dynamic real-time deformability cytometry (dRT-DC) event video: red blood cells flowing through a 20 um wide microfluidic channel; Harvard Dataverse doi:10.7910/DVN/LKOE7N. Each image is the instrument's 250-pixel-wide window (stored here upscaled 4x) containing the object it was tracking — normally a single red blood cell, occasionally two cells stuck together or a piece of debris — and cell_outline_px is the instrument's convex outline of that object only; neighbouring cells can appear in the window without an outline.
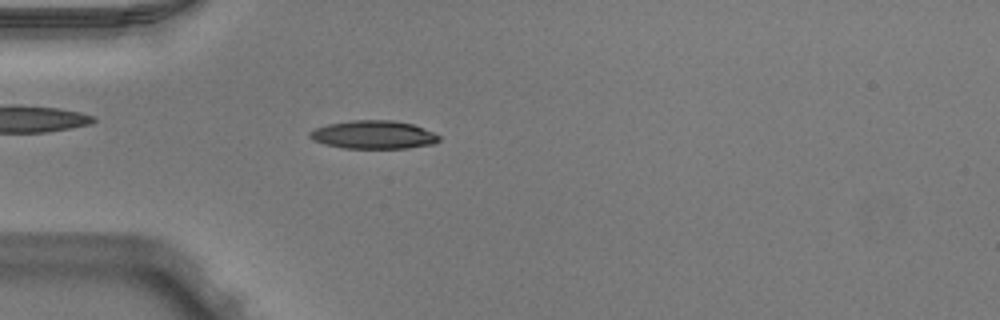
{"species": "Egyptian fruit bat (a non-hibernating species)", "species_latin": "Rousettus aegyptiacus", "temperature_condition": "warm", "stored_images_in_passage": 50, "camera_frame_rate_fps": 3000, "um_per_image_px": 0.085, "animal": {"sex": "male"}, "frame": {"image": 1, "passage_image": 14, "time_ms": 4.333, "image_size_px": [1000, 320], "cell_outline_px": [[440, 140], [432, 144], [408, 148], [344, 148], [324, 144], [312, 140], [308, 136], [308, 132], [316, 128], [328, 124], [352, 120], [392, 120], [412, 124], [424, 128], [440, 136]], "centroid_in_image_um": [31.73, 11.45], "position_along_channel_um": 53.3, "area_um2": 21.27}}
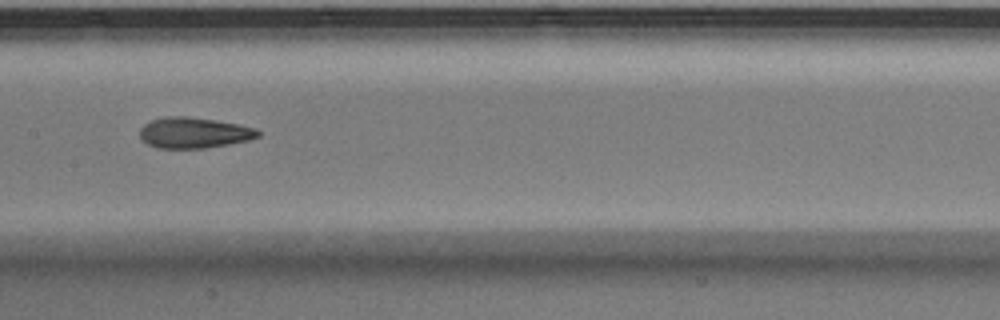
{"frame": {"image": 2, "passage_image": 25, "time_ms": 8.0, "image_size_px": [1000, 320], "cell_outline_px": [[260, 136], [248, 140], [228, 144], [204, 148], [156, 148], [148, 144], [140, 136], [140, 128], [144, 124], [152, 120], [168, 116], [188, 116], [216, 120], [240, 124], [256, 128], [260, 132]], "centroid_in_image_um": [16.5, 11.28], "position_along_channel_um": 190.9, "area_um2": 21.21}}
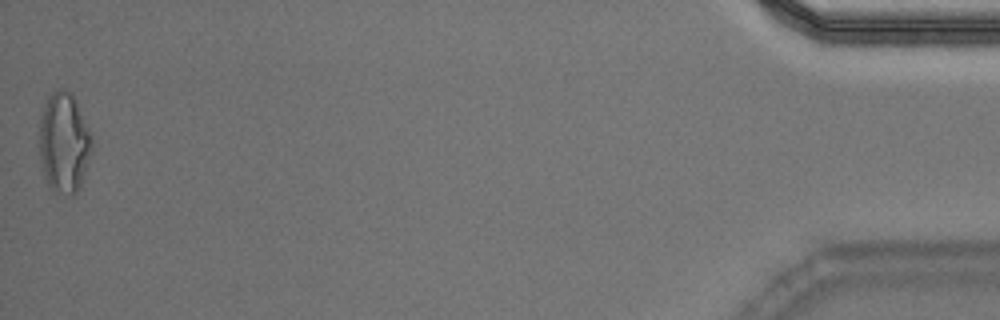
{"frame": {"image": 3, "passage_image": 50, "time_ms": 16.333, "image_size_px": [1000, 320], "cell_outline_px": [[92, 148], [80, 184], [76, 192], [72, 196], [48, 188], [44, 176], [40, 160], [40, 116], [48, 96], [52, 92], [60, 88], [72, 92], [76, 100], [92, 136]], "centroid_in_image_um": [5.43, 12.11], "position_along_channel_um": 429.8, "area_um2": 30.58}, "authors_computed_cell_mechanics": {"area_um2": 21.3282, "velocity_mm_per_s": 3.9732, "shape_relaxation_time_tau1_ms": 6.8064, "shape_relaxation_time_tau2_ms": 2.4279, "deformation_change_tau1": 0.2092, "deformation_change_tau2": 0.1067}}